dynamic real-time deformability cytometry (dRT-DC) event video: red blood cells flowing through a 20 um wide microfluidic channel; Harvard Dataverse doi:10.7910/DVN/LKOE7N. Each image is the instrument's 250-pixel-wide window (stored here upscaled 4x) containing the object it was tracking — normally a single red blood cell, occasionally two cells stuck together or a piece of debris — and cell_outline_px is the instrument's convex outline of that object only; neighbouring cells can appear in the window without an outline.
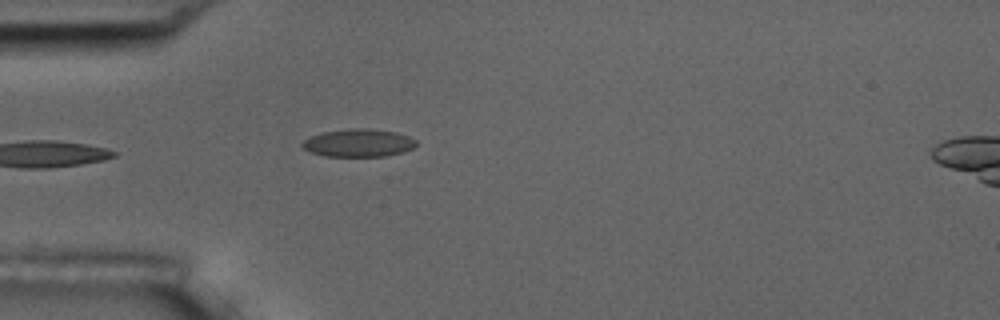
{"species": "common noctule bat (a hibernating species)", "species_latin": "Nyctalus noctula", "temperature_condition": "room temperature", "stored_images_in_passage": 6, "segment_of_instrument_passage": [1, 2], "camera_frame_rate_fps": 3000, "um_per_image_px": 0.085, "animal": {"sex": "male", "body_mass_g": 17.5, "forearm_length_mm": 52.3}, "frame": {"image": 1, "passage_image": 5, "time_ms": 5.333, "image_size_px": [1000, 320], "cell_outline_px": [[416, 144], [412, 148], [404, 152], [384, 156], [324, 156], [312, 152], [304, 148], [300, 144], [304, 140], [312, 136], [324, 132], [352, 128], [368, 128], [396, 132], [408, 136], [416, 140]], "centroid_in_image_um": [30.49, 12.14], "position_along_channel_um": 54.5, "area_um2": 18.32}}